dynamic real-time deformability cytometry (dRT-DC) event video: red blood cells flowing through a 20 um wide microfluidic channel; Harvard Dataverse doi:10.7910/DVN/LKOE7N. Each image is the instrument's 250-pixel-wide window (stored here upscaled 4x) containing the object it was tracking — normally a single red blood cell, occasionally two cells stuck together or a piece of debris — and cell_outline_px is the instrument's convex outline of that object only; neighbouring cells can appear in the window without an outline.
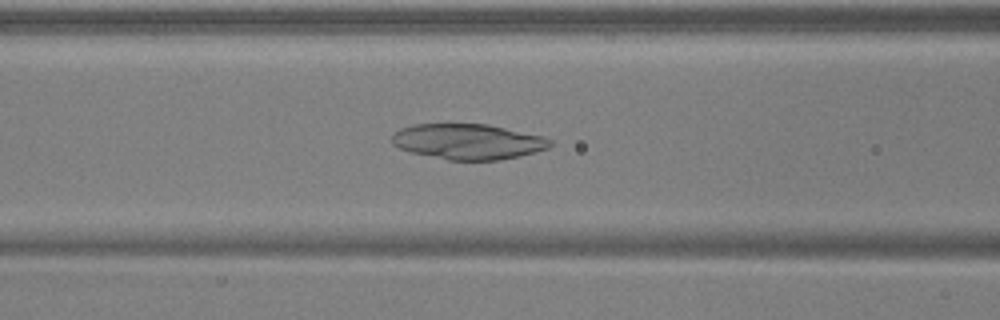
{"species": "common noctule bat (a hibernating species)", "species_latin": "Nyctalus noctula", "temperature_condition": "warm", "stored_images_in_passage": 23, "camera_frame_rate_fps": 3000, "um_per_image_px": 0.085, "animal": {"sex": "male", "body_mass_g": 17.9, "forearm_length_mm": 54.2}, "frame": {"image": 1, "passage_image": 6, "time_ms": 1.667, "image_size_px": [1000, 320], "cell_outline_px": [[552, 144], [548, 148], [520, 156], [500, 160], [448, 160], [408, 152], [392, 144], [392, 136], [400, 128], [412, 124], [488, 124], [544, 136], [552, 140]], "centroid_in_image_um": [39.78, 12.04], "position_along_channel_um": 126.8, "area_um2": 32.89}}
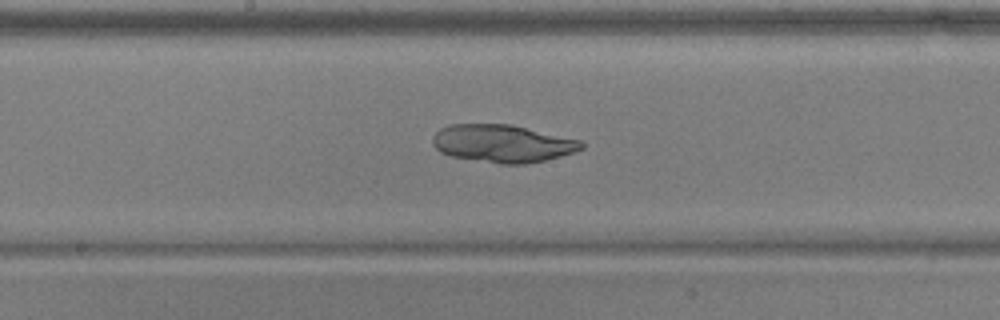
{"frame": {"image": 2, "passage_image": 12, "time_ms": 3.667, "image_size_px": [1000, 320], "cell_outline_px": [[584, 148], [560, 156], [544, 160], [524, 164], [500, 164], [452, 156], [440, 152], [432, 144], [432, 136], [440, 128], [448, 124], [512, 124], [580, 140], [584, 144]], "centroid_in_image_um": [42.68, 12.19], "position_along_channel_um": 205.5, "area_um2": 32.66}}
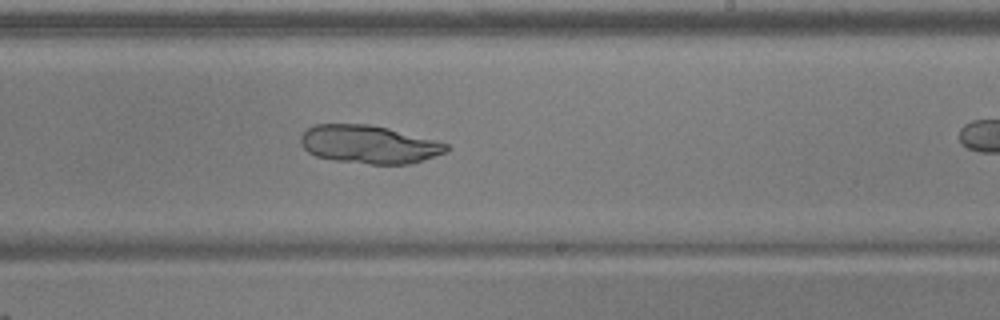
{"frame": {"image": 3, "passage_image": 16, "time_ms": 5.0, "image_size_px": [1000, 320], "cell_outline_px": [[452, 148], [448, 152], [412, 164], [368, 164], [336, 160], [316, 156], [308, 152], [300, 144], [300, 136], [308, 128], [316, 124], [368, 124], [388, 128], [448, 144]], "centroid_in_image_um": [31.38, 12.28], "position_along_channel_um": 257.6, "area_um2": 32.43}}